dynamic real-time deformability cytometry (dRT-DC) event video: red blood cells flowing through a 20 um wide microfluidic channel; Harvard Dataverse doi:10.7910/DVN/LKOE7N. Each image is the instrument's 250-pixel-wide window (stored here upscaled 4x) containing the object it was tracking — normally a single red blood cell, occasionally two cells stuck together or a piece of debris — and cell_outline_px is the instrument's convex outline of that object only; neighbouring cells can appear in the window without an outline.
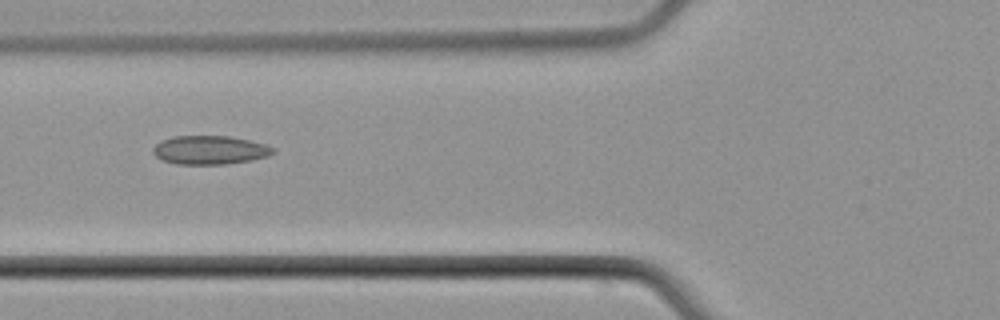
{"species": "common noctule bat (a hibernating species)", "species_latin": "Nyctalus noctula", "temperature_condition": "cold", "stored_images_in_passage": 7, "camera_frame_rate_fps": 3000, "um_per_image_px": 0.085, "animal": {"sex": "male", "body_mass_g": 21.5, "forearm_length_mm": 52.0}, "frame": {"image": 1, "passage_image": 5, "time_ms": 6.333, "image_size_px": [1000, 320], "cell_outline_px": [[276, 152], [268, 156], [252, 160], [224, 164], [176, 164], [164, 160], [156, 156], [152, 152], [152, 148], [160, 140], [172, 136], [228, 136], [248, 140], [264, 144], [276, 148]], "centroid_in_image_um": [17.83, 12.75], "position_along_channel_um": 108.0, "area_um2": 20.11}}
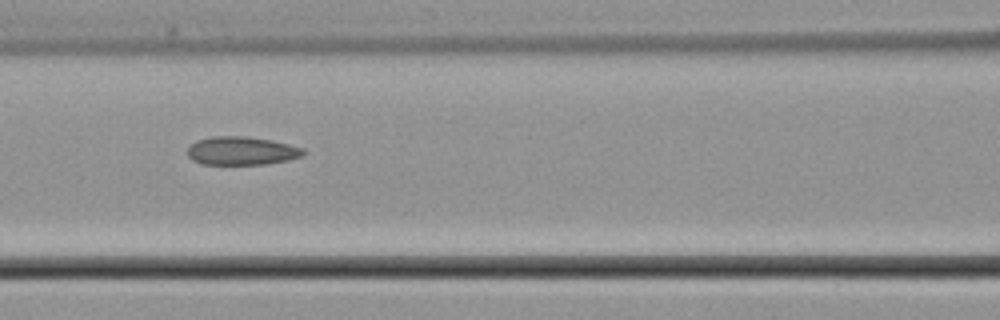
{"frame": {"image": 2, "passage_image": 6, "time_ms": 7.333, "image_size_px": [1000, 320], "cell_outline_px": [[304, 156], [288, 160], [264, 164], [200, 164], [192, 160], [188, 156], [188, 148], [196, 140], [212, 136], [248, 136], [272, 140], [304, 148]], "centroid_in_image_um": [20.54, 12.81], "position_along_channel_um": 146.1, "area_um2": 19.25}}
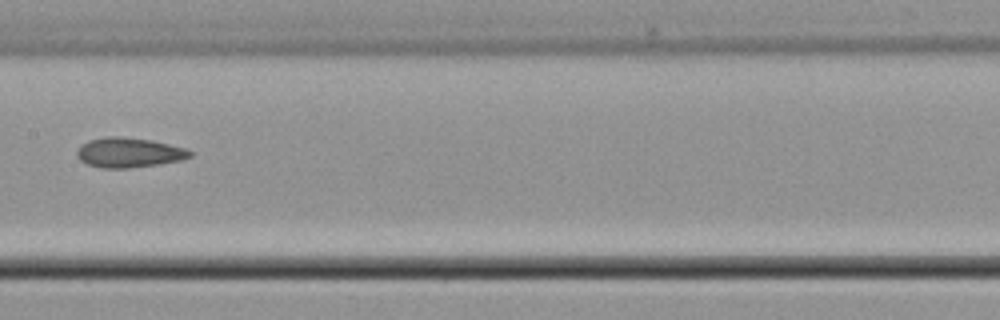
{"frame": {"image": 3, "passage_image": 7, "time_ms": 8.667, "image_size_px": [1000, 320], "cell_outline_px": [[192, 156], [180, 160], [160, 164], [128, 168], [100, 168], [88, 164], [80, 160], [76, 156], [76, 152], [80, 144], [88, 140], [104, 136], [116, 136], [152, 140], [188, 148], [192, 152]], "centroid_in_image_um": [10.94, 12.96], "position_along_channel_um": 196.5, "area_um2": 19.88}}